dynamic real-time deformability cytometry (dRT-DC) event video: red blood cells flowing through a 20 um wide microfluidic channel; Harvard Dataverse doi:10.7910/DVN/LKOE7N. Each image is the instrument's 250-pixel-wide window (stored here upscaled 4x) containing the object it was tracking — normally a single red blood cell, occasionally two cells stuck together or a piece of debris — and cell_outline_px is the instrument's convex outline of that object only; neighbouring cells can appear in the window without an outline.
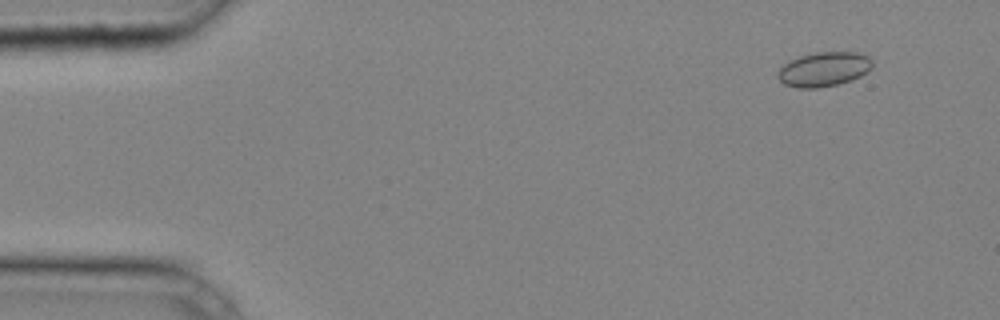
{"species": "common noctule bat (a hibernating species)", "species_latin": "Nyctalus noctula", "temperature_condition": "cold", "stored_images_in_passage": 39, "camera_frame_rate_fps": 3000, "um_per_image_px": 0.085, "animal": {"sex": "male", "body_mass_g": 20.4}, "frame": {"image": 1, "passage_image": 4, "time_ms": 1.0, "image_size_px": [1000, 320], "cell_outline_px": [[872, 68], [860, 76], [852, 80], [836, 84], [816, 88], [796, 88], [784, 84], [776, 76], [776, 72], [788, 60], [800, 56], [816, 52], [856, 52], [868, 56], [872, 60]], "centroid_in_image_um": [70.0, 5.88], "position_along_channel_um": 15.0, "area_um2": 19.07}}
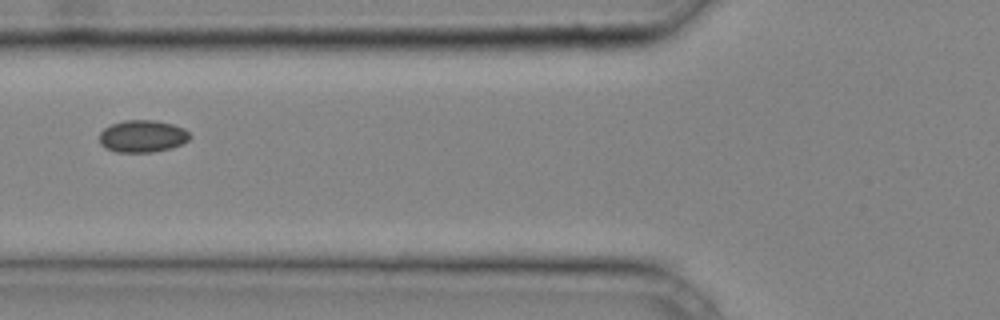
{"frame": {"image": 2, "passage_image": 17, "time_ms": 5.333, "image_size_px": [1000, 320], "cell_outline_px": [[192, 136], [188, 140], [172, 148], [152, 152], [116, 152], [104, 148], [100, 144], [100, 132], [104, 128], [112, 124], [124, 120], [152, 120], [172, 124], [184, 128]], "centroid_in_image_um": [12.1, 11.58], "position_along_channel_um": 113.7, "area_um2": 16.99}}
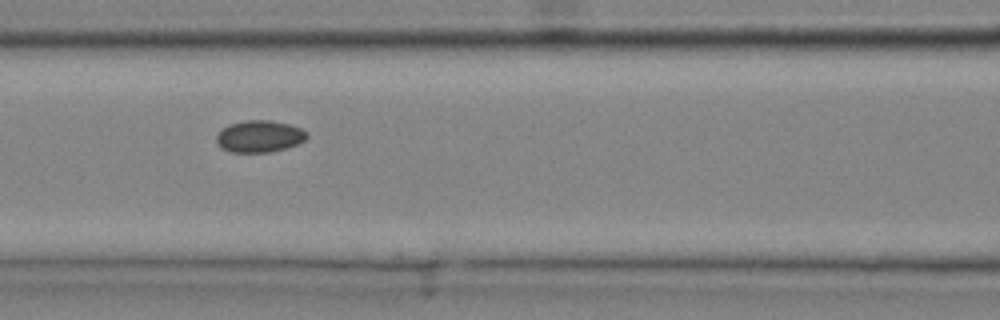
{"frame": {"image": 3, "passage_image": 19, "time_ms": 6.0, "image_size_px": [1000, 320], "cell_outline_px": [[308, 136], [304, 140], [288, 148], [268, 152], [232, 152], [220, 148], [216, 144], [216, 136], [228, 124], [244, 120], [268, 120], [288, 124], [300, 128], [308, 132]], "centroid_in_image_um": [22.03, 11.59], "position_along_channel_um": 144.6, "area_um2": 16.82}}